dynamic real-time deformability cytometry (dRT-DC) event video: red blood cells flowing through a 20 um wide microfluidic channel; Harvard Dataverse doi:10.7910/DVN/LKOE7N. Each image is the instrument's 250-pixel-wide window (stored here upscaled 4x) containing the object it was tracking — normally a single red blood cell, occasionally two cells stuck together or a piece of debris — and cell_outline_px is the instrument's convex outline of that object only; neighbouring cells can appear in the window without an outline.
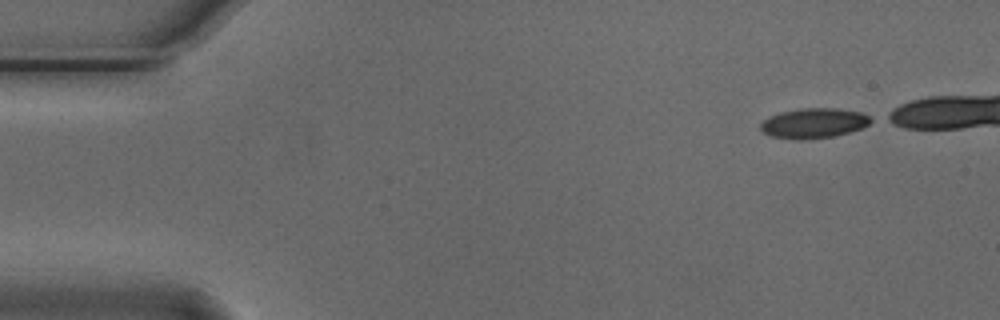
{"species": "Egyptian fruit bat (a non-hibernating species)", "species_latin": "Rousettus aegyptiacus", "temperature_condition": "cold", "stored_images_in_passage": 40, "camera_frame_rate_fps": 3000, "um_per_image_px": 0.085, "animal": {"sex": "male"}, "frame": {"image": 1, "passage_image": 1, "time_ms": 0.0, "image_size_px": [1000, 320], "cell_outline_px": [[876, 120], [860, 128], [848, 132], [832, 136], [804, 140], [800, 140], [772, 136], [764, 132], [760, 128], [760, 124], [764, 120], [780, 112], [800, 108], [836, 108], [860, 112]], "centroid_in_image_um": [69.18, 10.46], "position_along_channel_um": 15.8, "area_um2": 19.07}}
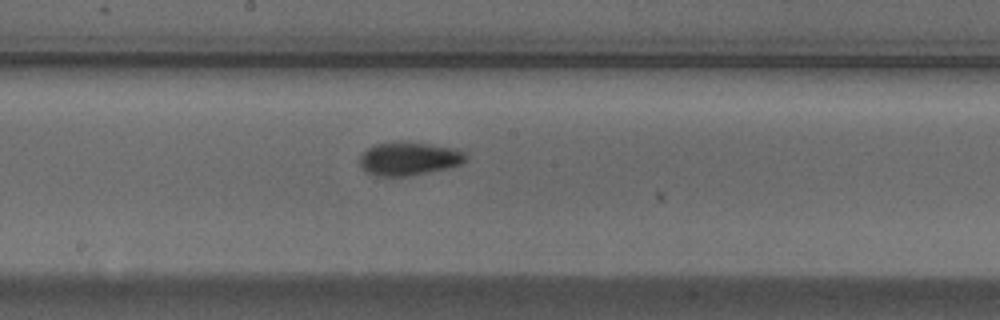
{"frame": {"image": 2, "passage_image": 25, "time_ms": 8.0, "image_size_px": [1000, 320], "cell_outline_px": [[468, 160], [460, 164], [448, 168], [408, 176], [376, 176], [364, 172], [360, 168], [360, 156], [372, 144], [400, 140], [408, 140], [456, 148], [464, 152], [468, 156]], "centroid_in_image_um": [34.75, 13.46], "position_along_channel_um": 213.5, "area_um2": 21.27}}
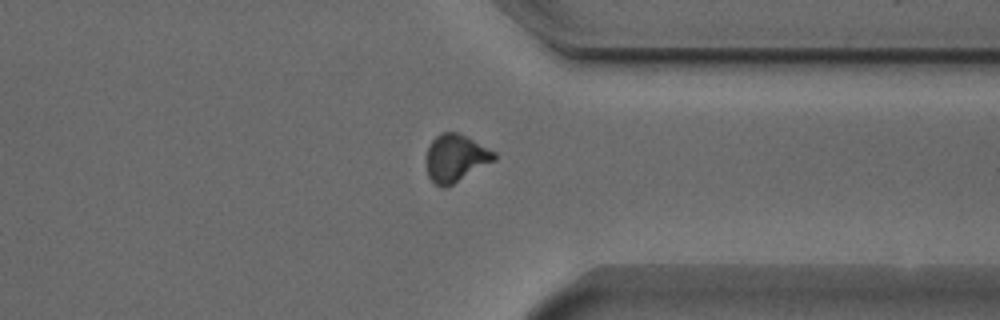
{"frame": {"image": 3, "passage_image": 38, "time_ms": 12.333, "image_size_px": [1000, 320], "cell_outline_px": [[496, 160], [452, 184], [444, 188], [436, 184], [428, 176], [428, 148], [432, 140], [440, 132], [456, 132], [496, 152]], "centroid_in_image_um": [38.74, 13.43], "position_along_channel_um": 372.7, "area_um2": 18.26}}